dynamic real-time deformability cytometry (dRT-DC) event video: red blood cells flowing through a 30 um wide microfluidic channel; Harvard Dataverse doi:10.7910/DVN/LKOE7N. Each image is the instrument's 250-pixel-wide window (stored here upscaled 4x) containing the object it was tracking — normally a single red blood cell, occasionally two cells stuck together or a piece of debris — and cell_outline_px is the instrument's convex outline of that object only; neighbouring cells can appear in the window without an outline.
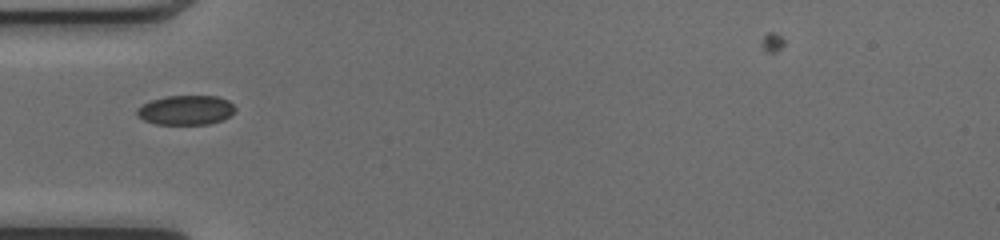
{"species": "common noctule bat (a hibernating species)", "species_latin": "Nyctalus noctula", "temperature_condition": "cold", "stored_images_in_passage": 7, "camera_frame_rate_fps": 3000, "um_per_image_px": 0.085, "animal": {"sex": "female", "body_mass_g": 17.0, "forearm_length_mm": 48.0}, "frame": {"image": 1, "passage_image": 1, "time_ms": 0.0, "image_size_px": [1000, 240], "cell_outline_px": [[236, 108], [228, 116], [220, 120], [208, 124], [156, 124], [144, 120], [136, 116], [136, 108], [152, 100], [168, 96], [216, 96], [228, 100]], "centroid_in_image_um": [15.76, 9.36], "position_along_channel_um": 69.2, "area_um2": 16.7}}
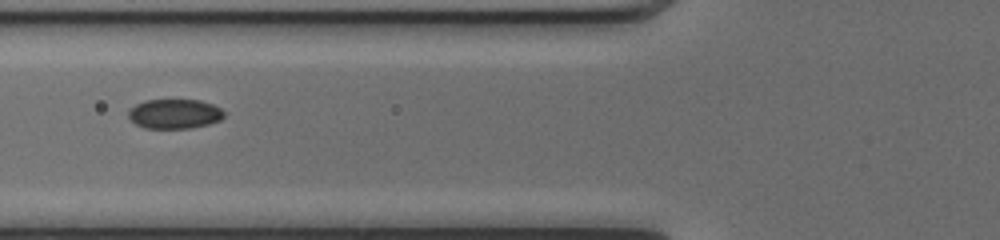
{"frame": {"image": 2, "passage_image": 4, "time_ms": 1.0, "image_size_px": [1000, 240], "cell_outline_px": [[224, 116], [220, 120], [208, 124], [192, 128], [144, 128], [136, 124], [128, 116], [128, 112], [136, 104], [144, 100], [200, 100], [212, 104], [220, 108], [224, 112]], "centroid_in_image_um": [14.84, 9.68], "position_along_channel_um": 111.0, "area_um2": 16.42}}
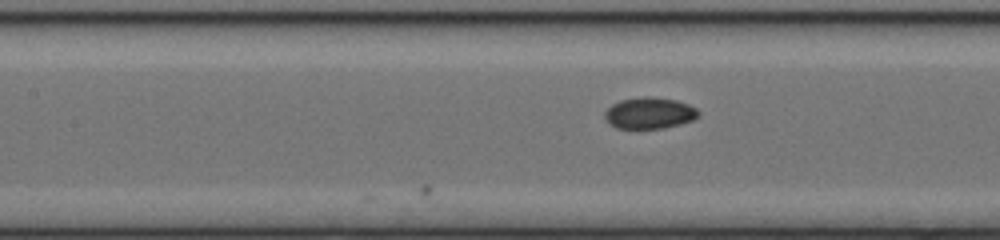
{"frame": {"image": 3, "passage_image": 7, "time_ms": 2.0, "image_size_px": [1000, 240], "cell_outline_px": [[700, 116], [692, 120], [680, 124], [664, 128], [616, 128], [604, 116], [604, 112], [612, 104], [620, 100], [644, 96], [652, 96], [676, 100], [688, 104], [696, 108], [700, 112]], "centroid_in_image_um": [55.23, 9.6], "position_along_channel_um": 152.2, "area_um2": 17.11}}